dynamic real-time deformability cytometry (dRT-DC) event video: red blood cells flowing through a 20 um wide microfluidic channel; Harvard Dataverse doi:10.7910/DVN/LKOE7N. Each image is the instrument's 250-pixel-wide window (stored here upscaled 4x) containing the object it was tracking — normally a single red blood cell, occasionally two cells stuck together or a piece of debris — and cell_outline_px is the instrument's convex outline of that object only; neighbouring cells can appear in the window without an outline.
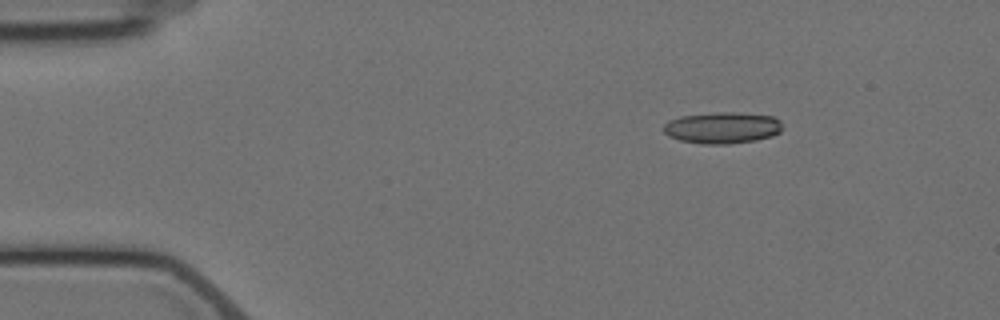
{"species": "Egyptian fruit bat (a non-hibernating species)", "species_latin": "Rousettus aegyptiacus", "temperature_condition": "cold", "stored_images_in_passage": 9, "camera_frame_rate_fps": 3000, "um_per_image_px": 0.085, "animal": {"sex": "female"}, "frame": {"image": 1, "passage_image": 3, "time_ms": 2.667, "image_size_px": [1000, 320], "cell_outline_px": [[780, 132], [772, 136], [756, 140], [728, 144], [704, 144], [680, 140], [668, 136], [664, 132], [664, 124], [668, 120], [680, 116], [720, 112], [736, 112], [772, 116], [780, 120]], "centroid_in_image_um": [61.38, 10.86], "position_along_channel_um": 23.6, "area_um2": 21.73}}
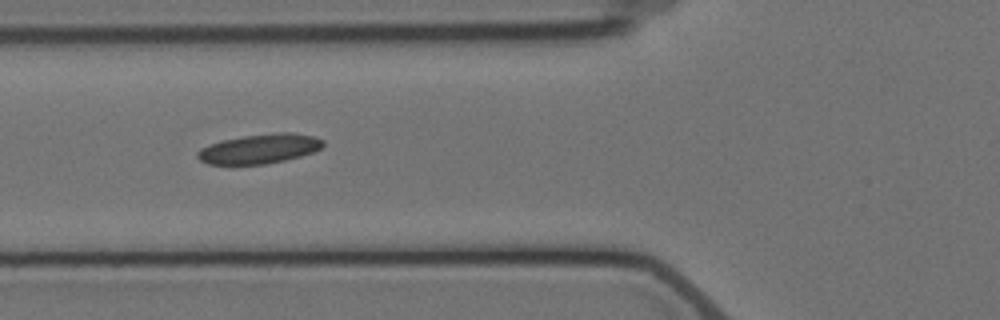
{"frame": {"image": 2, "passage_image": 7, "time_ms": 7.0, "image_size_px": [1000, 320], "cell_outline_px": [[324, 144], [320, 148], [312, 152], [300, 156], [284, 160], [264, 164], [208, 164], [200, 160], [196, 156], [196, 152], [200, 148], [224, 140], [244, 136], [280, 132], [292, 132], [312, 136], [324, 140]], "centroid_in_image_um": [22.05, 12.64], "position_along_channel_um": 103.7, "area_um2": 21.33}}
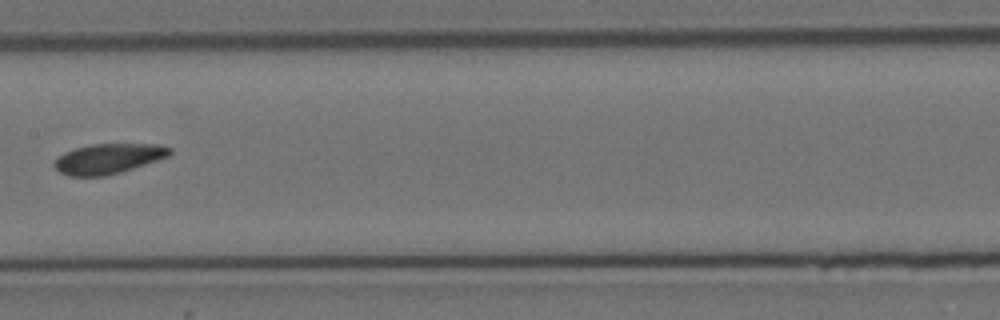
{"frame": {"image": 3, "passage_image": 9, "time_ms": 9.667, "image_size_px": [1000, 320], "cell_outline_px": [[172, 152], [168, 156], [120, 172], [104, 176], [68, 176], [60, 172], [52, 164], [64, 152], [76, 148], [92, 144], [160, 144], [172, 148]], "centroid_in_image_um": [9.2, 13.48], "position_along_channel_um": 198.2, "area_um2": 20.0}}